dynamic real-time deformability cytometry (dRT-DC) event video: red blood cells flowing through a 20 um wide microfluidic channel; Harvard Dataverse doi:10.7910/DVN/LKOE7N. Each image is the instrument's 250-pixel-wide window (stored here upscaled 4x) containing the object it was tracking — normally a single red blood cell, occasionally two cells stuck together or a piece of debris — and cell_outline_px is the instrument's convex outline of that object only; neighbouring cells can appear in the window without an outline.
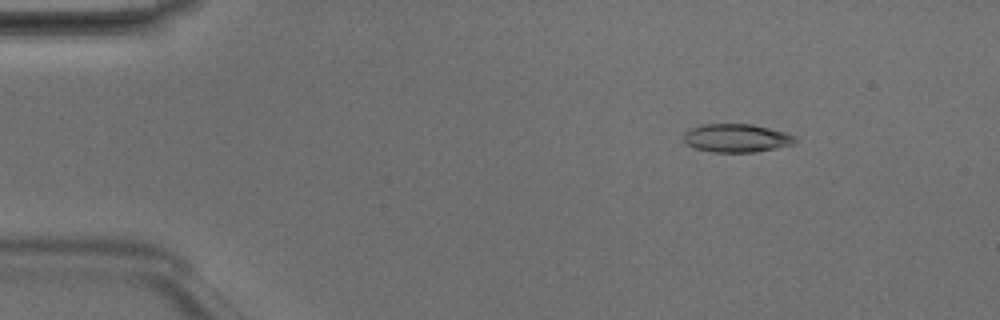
{"species": "Egyptian fruit bat (a non-hibernating species)", "species_latin": "Rousettus aegyptiacus", "temperature_condition": "room temperature", "stored_images_in_passage": 5, "camera_frame_rate_fps": 3000, "um_per_image_px": 0.085, "animal": {"sex": "male"}, "frame": {"image": 1, "passage_image": 2, "time_ms": 0.333, "image_size_px": [1000, 320], "cell_outline_px": [[796, 140], [792, 144], [776, 148], [756, 152], [712, 152], [696, 148], [688, 144], [684, 140], [684, 132], [692, 128], [704, 124], [752, 124], [784, 132], [796, 136]], "centroid_in_image_um": [62.61, 11.74], "position_along_channel_um": 22.4, "area_um2": 18.21}}